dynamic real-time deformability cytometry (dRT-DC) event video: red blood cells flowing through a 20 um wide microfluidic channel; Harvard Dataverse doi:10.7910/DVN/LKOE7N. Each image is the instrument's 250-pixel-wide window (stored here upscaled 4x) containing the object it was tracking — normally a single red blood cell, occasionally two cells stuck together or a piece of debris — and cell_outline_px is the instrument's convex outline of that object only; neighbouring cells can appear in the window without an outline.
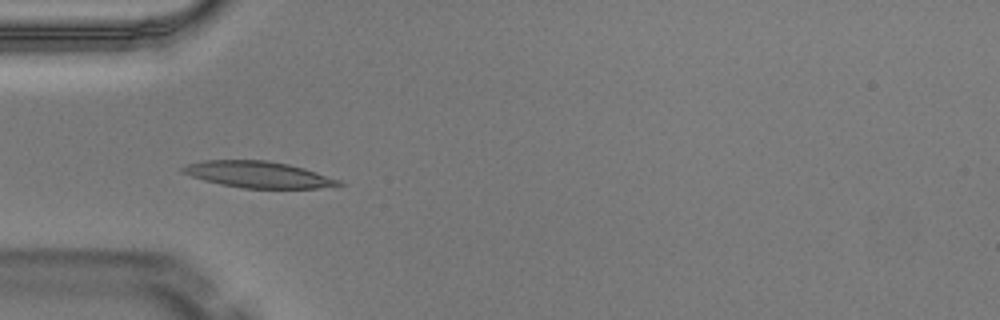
{"species": "Egyptian fruit bat (a non-hibernating species)", "species_latin": "Rousettus aegyptiacus", "temperature_condition": "warm", "stored_images_in_passage": 5, "camera_frame_rate_fps": 3000, "um_per_image_px": 0.085, "animal": {"sex": "male"}, "frame": {"image": 1, "passage_image": 5, "time_ms": 1.333, "image_size_px": [1000, 320], "cell_outline_px": [[344, 184], [316, 188], [244, 188], [220, 184], [204, 180], [180, 172], [180, 168], [188, 164], [204, 160], [268, 160], [288, 164], [304, 168], [340, 180]], "centroid_in_image_um": [21.92, 14.83], "position_along_channel_um": 63.1, "area_um2": 23.81}}